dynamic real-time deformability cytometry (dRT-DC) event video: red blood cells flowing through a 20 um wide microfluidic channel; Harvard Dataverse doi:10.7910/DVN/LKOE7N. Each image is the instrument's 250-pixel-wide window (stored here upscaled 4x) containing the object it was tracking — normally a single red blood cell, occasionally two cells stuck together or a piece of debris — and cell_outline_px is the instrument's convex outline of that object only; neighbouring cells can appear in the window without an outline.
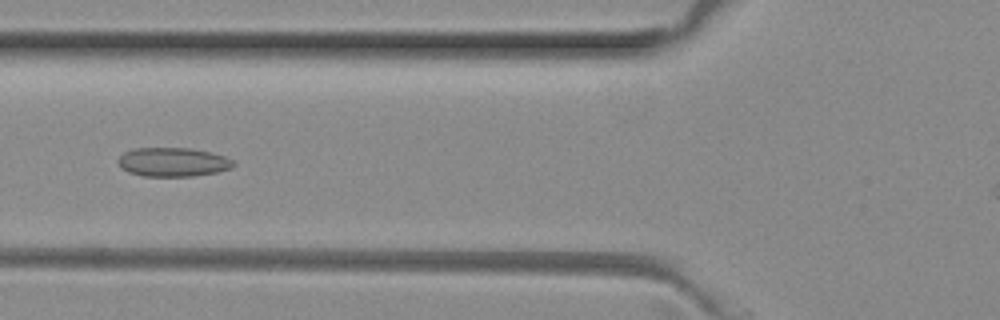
{"species": "common noctule bat (a hibernating species)", "species_latin": "Nyctalus noctula", "temperature_condition": "room temperature", "stored_images_in_passage": 5, "camera_frame_rate_fps": 3000, "um_per_image_px": 0.085, "animal": {"sex": "female", "body_mass_g": 29.2, "forearm_length_mm": 56.3}, "frame": {"image": 1, "passage_image": 5, "time_ms": 1.333, "image_size_px": [1000, 320], "cell_outline_px": [[236, 164], [228, 168], [216, 172], [192, 176], [144, 176], [128, 172], [120, 168], [116, 160], [124, 152], [132, 148], [188, 148], [208, 152], [224, 156], [232, 160]], "centroid_in_image_um": [14.62, 13.77], "position_along_channel_um": 111.2, "area_um2": 19.36}}